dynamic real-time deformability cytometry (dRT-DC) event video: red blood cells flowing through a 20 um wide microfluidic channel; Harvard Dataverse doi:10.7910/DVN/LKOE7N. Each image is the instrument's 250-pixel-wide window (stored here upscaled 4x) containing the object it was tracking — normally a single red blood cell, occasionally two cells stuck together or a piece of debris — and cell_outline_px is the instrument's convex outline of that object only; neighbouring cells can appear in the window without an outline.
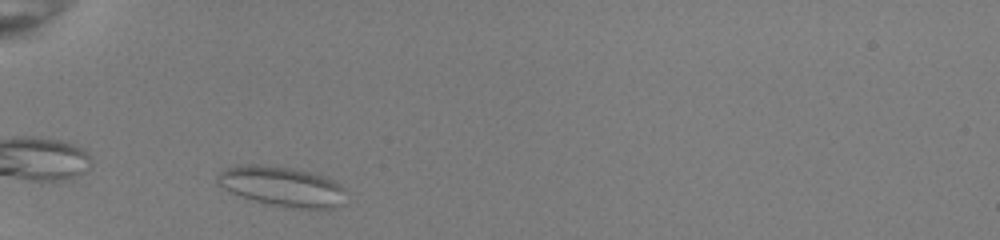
{"species": "common noctule bat (a hibernating species)", "species_latin": "Nyctalus noctula", "temperature_condition": "room temperature", "stored_images_in_passage": 27, "camera_frame_rate_fps": 3000, "um_per_image_px": 0.085, "animal": {"sex": "female", "body_mass_g": 22.0, "forearm_length_mm": 56.7}, "frame": {"image": 1, "passage_image": 1, "time_ms": 0.0, "image_size_px": [1000, 240], "cell_outline_px": [[344, 188], [336, 204], [332, 208], [292, 208], [252, 200], [240, 196], [224, 188], [216, 180], [216, 176], [220, 172], [236, 164], [260, 164], [288, 168], [328, 176], [340, 184]], "centroid_in_image_um": [23.89, 15.81], "position_along_channel_um": 61.1, "area_um2": 29.19}}
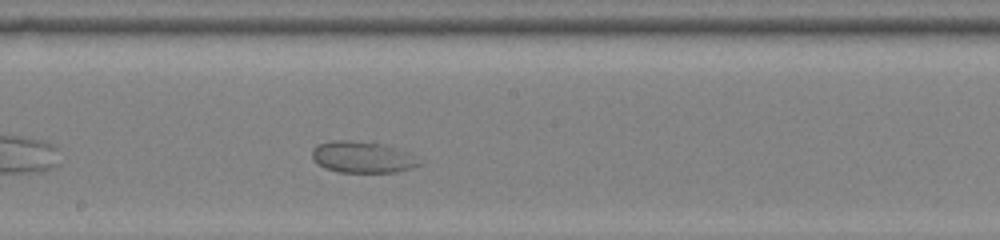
{"frame": {"image": 2, "passage_image": 14, "time_ms": 4.333, "image_size_px": [1000, 240], "cell_outline_px": [[420, 164], [412, 168], [396, 172], [336, 172], [324, 168], [312, 160], [312, 148], [316, 144], [332, 140], [348, 140], [380, 144], [408, 152]], "centroid_in_image_um": [30.7, 13.36], "position_along_channel_um": 217.5, "area_um2": 19.48}}
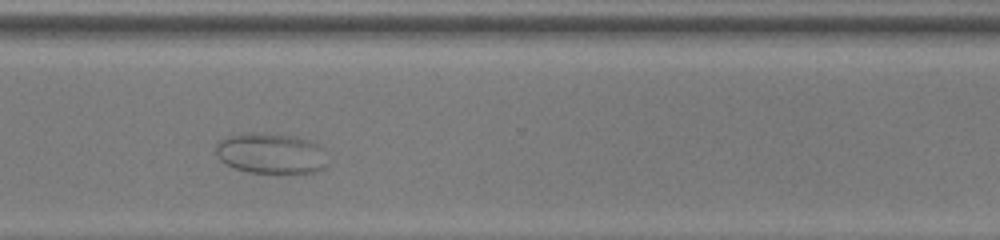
{"frame": {"image": 3, "passage_image": 24, "time_ms": 7.667, "image_size_px": [1000, 240], "cell_outline_px": [[328, 164], [320, 172], [296, 176], [248, 172], [236, 168], [220, 160], [216, 152], [216, 144], [220, 140], [228, 136], [248, 132], [296, 136], [320, 144]], "centroid_in_image_um": [23.1, 13.09], "position_along_channel_um": 347.5, "area_um2": 27.34}}